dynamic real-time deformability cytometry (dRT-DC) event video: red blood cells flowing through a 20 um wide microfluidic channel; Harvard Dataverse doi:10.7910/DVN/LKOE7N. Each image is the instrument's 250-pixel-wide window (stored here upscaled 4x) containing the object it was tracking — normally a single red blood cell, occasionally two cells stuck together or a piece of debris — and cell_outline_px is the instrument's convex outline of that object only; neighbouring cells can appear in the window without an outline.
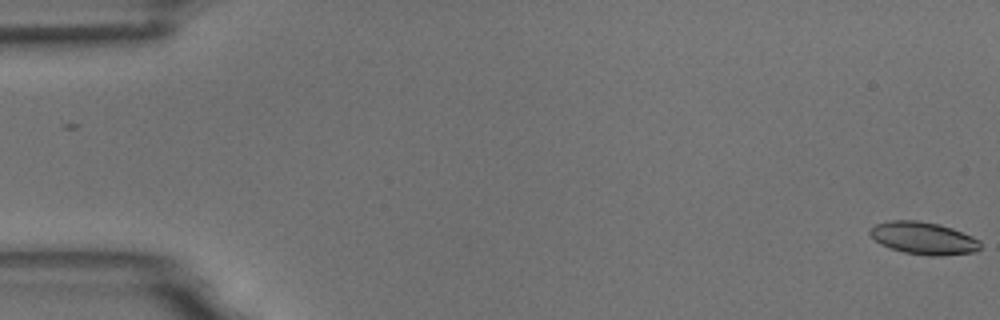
{"species": "common noctule bat (a hibernating species)", "species_latin": "Nyctalus noctula", "temperature_condition": "room temperature", "stored_images_in_passage": 5, "camera_frame_rate_fps": 3000, "um_per_image_px": 0.085, "animal": {"sex": "male", "body_mass_g": 18.8}, "frame": {"image": 1, "passage_image": 1, "time_ms": 0.0, "image_size_px": [1000, 320], "cell_outline_px": [[980, 248], [976, 252], [940, 256], [928, 256], [904, 252], [880, 244], [868, 232], [876, 224], [888, 220], [916, 220], [940, 224], [952, 228], [972, 236], [980, 240]], "centroid_in_image_um": [78.52, 20.24], "position_along_channel_um": 6.5, "area_um2": 20.87}}
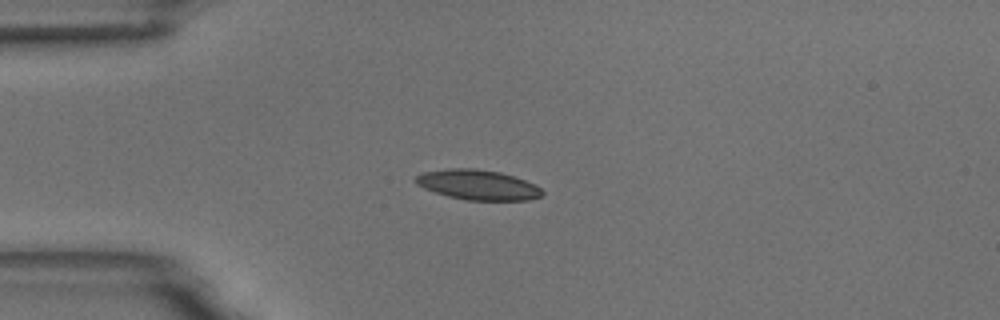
{"frame": {"image": 2, "passage_image": 5, "time_ms": 4.667, "image_size_px": [1000, 320], "cell_outline_px": [[544, 192], [540, 196], [528, 200], [464, 200], [448, 196], [424, 188], [416, 184], [412, 180], [416, 176], [424, 172], [448, 168], [476, 168], [500, 172], [536, 184]], "centroid_in_image_um": [40.59, 15.7], "position_along_channel_um": 44.4, "area_um2": 22.14}}